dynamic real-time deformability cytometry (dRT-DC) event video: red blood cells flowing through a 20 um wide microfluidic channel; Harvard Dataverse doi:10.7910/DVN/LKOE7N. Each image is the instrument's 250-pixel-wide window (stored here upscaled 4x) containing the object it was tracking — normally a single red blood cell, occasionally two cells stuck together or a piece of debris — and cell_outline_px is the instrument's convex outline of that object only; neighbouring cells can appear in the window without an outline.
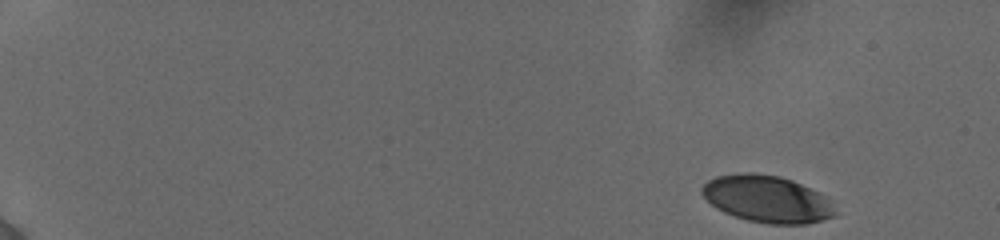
{"species": "human", "species_latin": "Homo sapiens", "temperature_condition": "cold", "stored_images_in_passage": 13, "camera_frame_rate_fps": 3000, "um_per_image_px": 0.085, "donor": {"sex": "female"}, "frame": {"image": 1, "passage_image": 1, "time_ms": 0.0, "image_size_px": [1000, 240], "cell_outline_px": [[836, 216], [808, 224], [768, 224], [748, 220], [724, 212], [716, 208], [700, 192], [700, 188], [708, 180], [716, 176], [744, 172], [752, 172], [780, 176], [792, 180], [820, 192], [828, 196], [832, 200], [836, 212]], "centroid_in_image_um": [65.25, 16.91], "position_along_channel_um": 19.8, "area_um2": 36.82}}
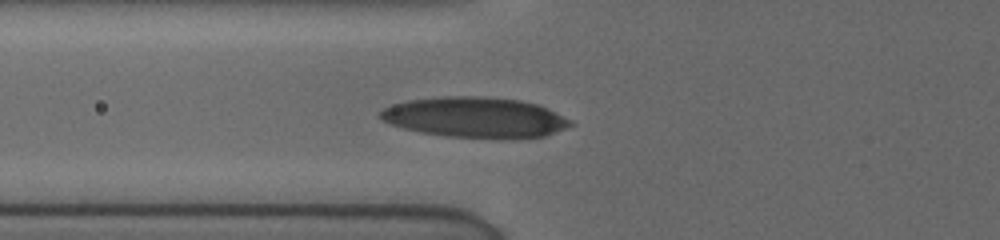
{"frame": {"image": 2, "passage_image": 11, "time_ms": 6.0, "image_size_px": [1000, 240], "cell_outline_px": [[576, 124], [544, 136], [516, 140], [496, 140], [444, 136], [420, 132], [388, 124], [380, 120], [380, 112], [384, 108], [392, 104], [408, 100], [444, 96], [480, 96], [520, 100], [536, 104], [548, 108], [572, 120]], "centroid_in_image_um": [40.42, 10.01], "position_along_channel_um": 85.4, "area_um2": 45.78}}
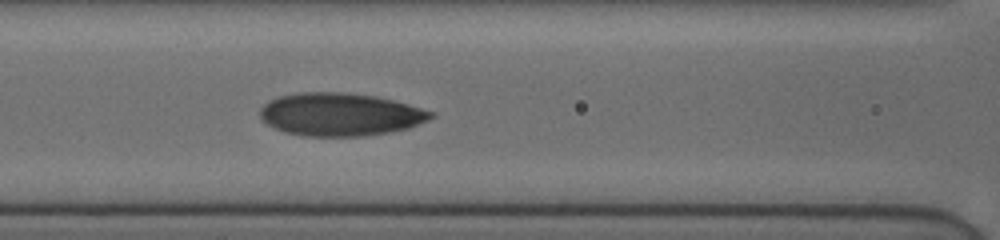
{"frame": {"image": 3, "passage_image": 13, "time_ms": 7.333, "image_size_px": [1000, 240], "cell_outline_px": [[436, 116], [428, 120], [408, 128], [388, 132], [364, 136], [304, 136], [284, 132], [272, 128], [260, 116], [260, 108], [268, 100], [280, 96], [296, 92], [340, 92], [376, 96], [408, 104], [436, 112]], "centroid_in_image_um": [28.91, 9.72], "position_along_channel_um": 137.7, "area_um2": 42.89}}